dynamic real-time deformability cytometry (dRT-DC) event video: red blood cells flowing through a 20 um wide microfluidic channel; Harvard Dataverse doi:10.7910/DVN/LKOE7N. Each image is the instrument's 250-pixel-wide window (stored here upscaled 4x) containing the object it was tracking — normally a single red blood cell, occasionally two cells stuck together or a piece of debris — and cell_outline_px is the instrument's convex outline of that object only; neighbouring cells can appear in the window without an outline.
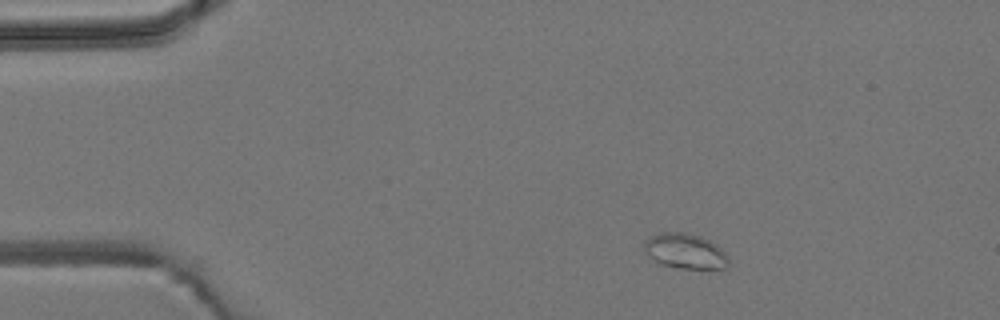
{"species": "common noctule bat (a hibernating species)", "species_latin": "Nyctalus noctula", "temperature_condition": "room temperature", "stored_images_in_passage": 3, "camera_frame_rate_fps": 3000, "um_per_image_px": 0.085, "animal": {"sex": "male", "body_mass_g": 19.2, "forearm_length_mm": 51.8}, "frame": {"image": 1, "passage_image": 1, "time_ms": 0.0, "image_size_px": [1000, 320], "cell_outline_px": [[728, 268], [676, 268], [660, 264], [648, 256], [644, 252], [644, 240], [648, 236], [660, 232], [684, 232], [700, 236], [716, 244], [724, 252], [728, 260]], "centroid_in_image_um": [58.18, 21.33], "position_along_channel_um": 26.8, "area_um2": 17.4}}